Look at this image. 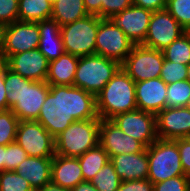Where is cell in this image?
<instances>
[{"label":"cell","mask_w":190,"mask_h":191,"mask_svg":"<svg viewBox=\"0 0 190 191\" xmlns=\"http://www.w3.org/2000/svg\"><path fill=\"white\" fill-rule=\"evenodd\" d=\"M88 119H100L94 94L76 86L50 85L36 121L55 138L71 123Z\"/></svg>","instance_id":"cell-1"},{"label":"cell","mask_w":190,"mask_h":191,"mask_svg":"<svg viewBox=\"0 0 190 191\" xmlns=\"http://www.w3.org/2000/svg\"><path fill=\"white\" fill-rule=\"evenodd\" d=\"M4 85L8 110L20 121L37 120L50 85L46 81H32L22 77L10 70L6 62Z\"/></svg>","instance_id":"cell-2"},{"label":"cell","mask_w":190,"mask_h":191,"mask_svg":"<svg viewBox=\"0 0 190 191\" xmlns=\"http://www.w3.org/2000/svg\"><path fill=\"white\" fill-rule=\"evenodd\" d=\"M135 109V82L121 67L96 95L97 114L100 119H112Z\"/></svg>","instance_id":"cell-3"},{"label":"cell","mask_w":190,"mask_h":191,"mask_svg":"<svg viewBox=\"0 0 190 191\" xmlns=\"http://www.w3.org/2000/svg\"><path fill=\"white\" fill-rule=\"evenodd\" d=\"M101 119H88L71 123L55 137V153L78 158L99 144Z\"/></svg>","instance_id":"cell-4"},{"label":"cell","mask_w":190,"mask_h":191,"mask_svg":"<svg viewBox=\"0 0 190 191\" xmlns=\"http://www.w3.org/2000/svg\"><path fill=\"white\" fill-rule=\"evenodd\" d=\"M120 68V63L101 55L79 57L74 86L96 96Z\"/></svg>","instance_id":"cell-5"},{"label":"cell","mask_w":190,"mask_h":191,"mask_svg":"<svg viewBox=\"0 0 190 191\" xmlns=\"http://www.w3.org/2000/svg\"><path fill=\"white\" fill-rule=\"evenodd\" d=\"M147 179L153 184L185 175L180 160V152L174 140L157 139L148 148Z\"/></svg>","instance_id":"cell-6"},{"label":"cell","mask_w":190,"mask_h":191,"mask_svg":"<svg viewBox=\"0 0 190 191\" xmlns=\"http://www.w3.org/2000/svg\"><path fill=\"white\" fill-rule=\"evenodd\" d=\"M98 27L99 17L92 14L61 26L65 52L77 57L96 54Z\"/></svg>","instance_id":"cell-7"},{"label":"cell","mask_w":190,"mask_h":191,"mask_svg":"<svg viewBox=\"0 0 190 191\" xmlns=\"http://www.w3.org/2000/svg\"><path fill=\"white\" fill-rule=\"evenodd\" d=\"M40 42L38 22L15 21L0 27V59L37 49Z\"/></svg>","instance_id":"cell-8"},{"label":"cell","mask_w":190,"mask_h":191,"mask_svg":"<svg viewBox=\"0 0 190 191\" xmlns=\"http://www.w3.org/2000/svg\"><path fill=\"white\" fill-rule=\"evenodd\" d=\"M163 63L162 51L134 45L121 67L134 82H139L159 78Z\"/></svg>","instance_id":"cell-9"},{"label":"cell","mask_w":190,"mask_h":191,"mask_svg":"<svg viewBox=\"0 0 190 191\" xmlns=\"http://www.w3.org/2000/svg\"><path fill=\"white\" fill-rule=\"evenodd\" d=\"M134 45L111 19L99 17V27L96 36L97 55L122 64Z\"/></svg>","instance_id":"cell-10"},{"label":"cell","mask_w":190,"mask_h":191,"mask_svg":"<svg viewBox=\"0 0 190 191\" xmlns=\"http://www.w3.org/2000/svg\"><path fill=\"white\" fill-rule=\"evenodd\" d=\"M33 157H54L55 138L36 120L19 121L15 140Z\"/></svg>","instance_id":"cell-11"},{"label":"cell","mask_w":190,"mask_h":191,"mask_svg":"<svg viewBox=\"0 0 190 191\" xmlns=\"http://www.w3.org/2000/svg\"><path fill=\"white\" fill-rule=\"evenodd\" d=\"M125 133L148 148L158 139L156 115L135 109L111 119Z\"/></svg>","instance_id":"cell-12"},{"label":"cell","mask_w":190,"mask_h":191,"mask_svg":"<svg viewBox=\"0 0 190 191\" xmlns=\"http://www.w3.org/2000/svg\"><path fill=\"white\" fill-rule=\"evenodd\" d=\"M183 33L185 30L166 9L157 10L152 12L148 32L141 45L162 51Z\"/></svg>","instance_id":"cell-13"},{"label":"cell","mask_w":190,"mask_h":191,"mask_svg":"<svg viewBox=\"0 0 190 191\" xmlns=\"http://www.w3.org/2000/svg\"><path fill=\"white\" fill-rule=\"evenodd\" d=\"M99 144L109 157L139 153L146 148L141 142L125 134L111 119L100 120Z\"/></svg>","instance_id":"cell-14"},{"label":"cell","mask_w":190,"mask_h":191,"mask_svg":"<svg viewBox=\"0 0 190 191\" xmlns=\"http://www.w3.org/2000/svg\"><path fill=\"white\" fill-rule=\"evenodd\" d=\"M152 11L131 5L110 18L135 44L141 45L147 35Z\"/></svg>","instance_id":"cell-15"},{"label":"cell","mask_w":190,"mask_h":191,"mask_svg":"<svg viewBox=\"0 0 190 191\" xmlns=\"http://www.w3.org/2000/svg\"><path fill=\"white\" fill-rule=\"evenodd\" d=\"M156 125L159 139L190 137V110L186 107L164 108L156 115Z\"/></svg>","instance_id":"cell-16"},{"label":"cell","mask_w":190,"mask_h":191,"mask_svg":"<svg viewBox=\"0 0 190 191\" xmlns=\"http://www.w3.org/2000/svg\"><path fill=\"white\" fill-rule=\"evenodd\" d=\"M5 62L10 70L26 79L46 81L49 61L38 48L11 55Z\"/></svg>","instance_id":"cell-17"},{"label":"cell","mask_w":190,"mask_h":191,"mask_svg":"<svg viewBox=\"0 0 190 191\" xmlns=\"http://www.w3.org/2000/svg\"><path fill=\"white\" fill-rule=\"evenodd\" d=\"M167 84L159 77L135 82L137 109L157 115L166 108Z\"/></svg>","instance_id":"cell-18"},{"label":"cell","mask_w":190,"mask_h":191,"mask_svg":"<svg viewBox=\"0 0 190 191\" xmlns=\"http://www.w3.org/2000/svg\"><path fill=\"white\" fill-rule=\"evenodd\" d=\"M110 161L113 163L115 172L122 181L147 179L148 177L147 148L139 153L111 156Z\"/></svg>","instance_id":"cell-19"},{"label":"cell","mask_w":190,"mask_h":191,"mask_svg":"<svg viewBox=\"0 0 190 191\" xmlns=\"http://www.w3.org/2000/svg\"><path fill=\"white\" fill-rule=\"evenodd\" d=\"M84 182L79 159L55 154L51 166V183L71 190Z\"/></svg>","instance_id":"cell-20"},{"label":"cell","mask_w":190,"mask_h":191,"mask_svg":"<svg viewBox=\"0 0 190 191\" xmlns=\"http://www.w3.org/2000/svg\"><path fill=\"white\" fill-rule=\"evenodd\" d=\"M52 161L53 157L28 156L15 171L36 190L51 182Z\"/></svg>","instance_id":"cell-21"},{"label":"cell","mask_w":190,"mask_h":191,"mask_svg":"<svg viewBox=\"0 0 190 191\" xmlns=\"http://www.w3.org/2000/svg\"><path fill=\"white\" fill-rule=\"evenodd\" d=\"M40 33L39 51L50 62L58 59L64 52L63 41L61 36V26L52 19L38 21Z\"/></svg>","instance_id":"cell-22"},{"label":"cell","mask_w":190,"mask_h":191,"mask_svg":"<svg viewBox=\"0 0 190 191\" xmlns=\"http://www.w3.org/2000/svg\"><path fill=\"white\" fill-rule=\"evenodd\" d=\"M78 60L79 57L64 52L58 59L50 61L46 82L52 86H74Z\"/></svg>","instance_id":"cell-23"},{"label":"cell","mask_w":190,"mask_h":191,"mask_svg":"<svg viewBox=\"0 0 190 191\" xmlns=\"http://www.w3.org/2000/svg\"><path fill=\"white\" fill-rule=\"evenodd\" d=\"M89 15L84 7L83 0H54L52 2L51 18L60 26L72 23Z\"/></svg>","instance_id":"cell-24"},{"label":"cell","mask_w":190,"mask_h":191,"mask_svg":"<svg viewBox=\"0 0 190 191\" xmlns=\"http://www.w3.org/2000/svg\"><path fill=\"white\" fill-rule=\"evenodd\" d=\"M51 0H19L18 20L27 22H38L51 18Z\"/></svg>","instance_id":"cell-25"},{"label":"cell","mask_w":190,"mask_h":191,"mask_svg":"<svg viewBox=\"0 0 190 191\" xmlns=\"http://www.w3.org/2000/svg\"><path fill=\"white\" fill-rule=\"evenodd\" d=\"M84 181H91L94 176L110 161L108 153L97 144L78 157Z\"/></svg>","instance_id":"cell-26"},{"label":"cell","mask_w":190,"mask_h":191,"mask_svg":"<svg viewBox=\"0 0 190 191\" xmlns=\"http://www.w3.org/2000/svg\"><path fill=\"white\" fill-rule=\"evenodd\" d=\"M164 58L174 63L188 65L190 63V39L185 32L178 39L162 50Z\"/></svg>","instance_id":"cell-27"},{"label":"cell","mask_w":190,"mask_h":191,"mask_svg":"<svg viewBox=\"0 0 190 191\" xmlns=\"http://www.w3.org/2000/svg\"><path fill=\"white\" fill-rule=\"evenodd\" d=\"M90 182L98 191H117L122 180L116 174L113 163L108 161Z\"/></svg>","instance_id":"cell-28"},{"label":"cell","mask_w":190,"mask_h":191,"mask_svg":"<svg viewBox=\"0 0 190 191\" xmlns=\"http://www.w3.org/2000/svg\"><path fill=\"white\" fill-rule=\"evenodd\" d=\"M190 98V82L186 79L167 85L166 108L185 107Z\"/></svg>","instance_id":"cell-29"},{"label":"cell","mask_w":190,"mask_h":191,"mask_svg":"<svg viewBox=\"0 0 190 191\" xmlns=\"http://www.w3.org/2000/svg\"><path fill=\"white\" fill-rule=\"evenodd\" d=\"M19 121L10 109L0 111V145L15 142Z\"/></svg>","instance_id":"cell-30"},{"label":"cell","mask_w":190,"mask_h":191,"mask_svg":"<svg viewBox=\"0 0 190 191\" xmlns=\"http://www.w3.org/2000/svg\"><path fill=\"white\" fill-rule=\"evenodd\" d=\"M165 9L185 31L190 29V0H167Z\"/></svg>","instance_id":"cell-31"},{"label":"cell","mask_w":190,"mask_h":191,"mask_svg":"<svg viewBox=\"0 0 190 191\" xmlns=\"http://www.w3.org/2000/svg\"><path fill=\"white\" fill-rule=\"evenodd\" d=\"M0 191H35L16 171L0 172Z\"/></svg>","instance_id":"cell-32"},{"label":"cell","mask_w":190,"mask_h":191,"mask_svg":"<svg viewBox=\"0 0 190 191\" xmlns=\"http://www.w3.org/2000/svg\"><path fill=\"white\" fill-rule=\"evenodd\" d=\"M160 78L168 85L187 79V65L174 63L164 58Z\"/></svg>","instance_id":"cell-33"},{"label":"cell","mask_w":190,"mask_h":191,"mask_svg":"<svg viewBox=\"0 0 190 191\" xmlns=\"http://www.w3.org/2000/svg\"><path fill=\"white\" fill-rule=\"evenodd\" d=\"M27 157L26 151L16 141L6 145L5 170L15 171Z\"/></svg>","instance_id":"cell-34"},{"label":"cell","mask_w":190,"mask_h":191,"mask_svg":"<svg viewBox=\"0 0 190 191\" xmlns=\"http://www.w3.org/2000/svg\"><path fill=\"white\" fill-rule=\"evenodd\" d=\"M189 185L190 178L181 175L153 184V191H187Z\"/></svg>","instance_id":"cell-35"},{"label":"cell","mask_w":190,"mask_h":191,"mask_svg":"<svg viewBox=\"0 0 190 191\" xmlns=\"http://www.w3.org/2000/svg\"><path fill=\"white\" fill-rule=\"evenodd\" d=\"M19 0H0V27L18 20Z\"/></svg>","instance_id":"cell-36"},{"label":"cell","mask_w":190,"mask_h":191,"mask_svg":"<svg viewBox=\"0 0 190 191\" xmlns=\"http://www.w3.org/2000/svg\"><path fill=\"white\" fill-rule=\"evenodd\" d=\"M132 5V0H104L101 1V18L110 19Z\"/></svg>","instance_id":"cell-37"},{"label":"cell","mask_w":190,"mask_h":191,"mask_svg":"<svg viewBox=\"0 0 190 191\" xmlns=\"http://www.w3.org/2000/svg\"><path fill=\"white\" fill-rule=\"evenodd\" d=\"M174 141L180 152L181 166L185 176L190 178V137L178 138Z\"/></svg>","instance_id":"cell-38"},{"label":"cell","mask_w":190,"mask_h":191,"mask_svg":"<svg viewBox=\"0 0 190 191\" xmlns=\"http://www.w3.org/2000/svg\"><path fill=\"white\" fill-rule=\"evenodd\" d=\"M117 191H153V183L149 179L122 181Z\"/></svg>","instance_id":"cell-39"},{"label":"cell","mask_w":190,"mask_h":191,"mask_svg":"<svg viewBox=\"0 0 190 191\" xmlns=\"http://www.w3.org/2000/svg\"><path fill=\"white\" fill-rule=\"evenodd\" d=\"M167 0H132V4L152 12L166 8Z\"/></svg>","instance_id":"cell-40"},{"label":"cell","mask_w":190,"mask_h":191,"mask_svg":"<svg viewBox=\"0 0 190 191\" xmlns=\"http://www.w3.org/2000/svg\"><path fill=\"white\" fill-rule=\"evenodd\" d=\"M5 61L0 59V111L8 110L7 92L4 85Z\"/></svg>","instance_id":"cell-41"},{"label":"cell","mask_w":190,"mask_h":191,"mask_svg":"<svg viewBox=\"0 0 190 191\" xmlns=\"http://www.w3.org/2000/svg\"><path fill=\"white\" fill-rule=\"evenodd\" d=\"M101 1L104 0H83L88 14L97 15L101 18Z\"/></svg>","instance_id":"cell-42"},{"label":"cell","mask_w":190,"mask_h":191,"mask_svg":"<svg viewBox=\"0 0 190 191\" xmlns=\"http://www.w3.org/2000/svg\"><path fill=\"white\" fill-rule=\"evenodd\" d=\"M70 191H98L91 182L84 181L78 183L75 187H73Z\"/></svg>","instance_id":"cell-43"},{"label":"cell","mask_w":190,"mask_h":191,"mask_svg":"<svg viewBox=\"0 0 190 191\" xmlns=\"http://www.w3.org/2000/svg\"><path fill=\"white\" fill-rule=\"evenodd\" d=\"M35 191H69V190L50 182L49 184H46L42 188L36 189Z\"/></svg>","instance_id":"cell-44"},{"label":"cell","mask_w":190,"mask_h":191,"mask_svg":"<svg viewBox=\"0 0 190 191\" xmlns=\"http://www.w3.org/2000/svg\"><path fill=\"white\" fill-rule=\"evenodd\" d=\"M6 146L0 145V172L5 171Z\"/></svg>","instance_id":"cell-45"},{"label":"cell","mask_w":190,"mask_h":191,"mask_svg":"<svg viewBox=\"0 0 190 191\" xmlns=\"http://www.w3.org/2000/svg\"><path fill=\"white\" fill-rule=\"evenodd\" d=\"M187 80L190 82V63L187 65Z\"/></svg>","instance_id":"cell-46"},{"label":"cell","mask_w":190,"mask_h":191,"mask_svg":"<svg viewBox=\"0 0 190 191\" xmlns=\"http://www.w3.org/2000/svg\"><path fill=\"white\" fill-rule=\"evenodd\" d=\"M185 107L188 108V109L190 110V98L188 99V102H187V104H186Z\"/></svg>","instance_id":"cell-47"},{"label":"cell","mask_w":190,"mask_h":191,"mask_svg":"<svg viewBox=\"0 0 190 191\" xmlns=\"http://www.w3.org/2000/svg\"><path fill=\"white\" fill-rule=\"evenodd\" d=\"M188 35H189V39H190V29L185 31Z\"/></svg>","instance_id":"cell-48"}]
</instances>
